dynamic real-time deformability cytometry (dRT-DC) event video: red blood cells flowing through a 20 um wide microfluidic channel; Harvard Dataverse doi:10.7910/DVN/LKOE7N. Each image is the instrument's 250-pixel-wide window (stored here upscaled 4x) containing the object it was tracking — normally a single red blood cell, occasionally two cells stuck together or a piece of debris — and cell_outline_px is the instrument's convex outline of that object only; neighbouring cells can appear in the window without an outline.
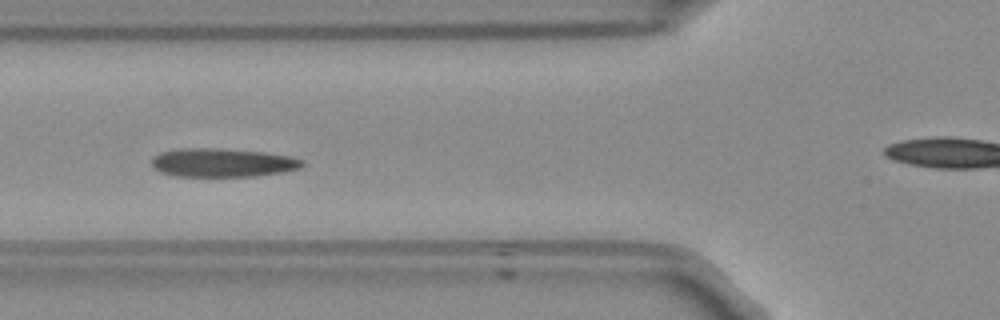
{"species": "Egyptian fruit bat (a non-hibernating species)", "species_latin": "Rousettus aegyptiacus", "temperature_condition": "room temperature", "stored_images_in_passage": 39, "camera_frame_rate_fps": 3000, "um_per_image_px": 0.085, "frame": {"image": 1, "passage_image": 4, "time_ms": 1.0, "image_size_px": [1000, 320], "cell_outline_px": [[304, 164], [300, 168], [284, 172], [256, 176], [176, 176], [160, 172], [152, 168], [152, 156], [160, 152], [180, 148], [216, 148], [264, 152], [288, 156], [304, 160]], "centroid_in_image_um": [18.88, 13.82], "position_along_channel_um": 106.9, "area_um2": 25.26}}
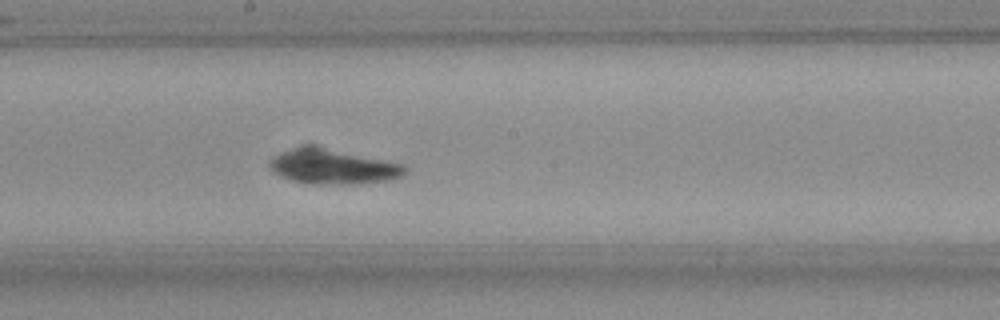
{"frame": {"image": 2, "passage_image": 13, "time_ms": 4.0, "image_size_px": [1000, 320], "cell_outline_px": [[408, 168], [400, 176], [388, 180], [352, 184], [304, 184], [288, 180], [272, 172], [268, 168], [268, 160], [272, 156], [280, 152], [300, 148], [316, 148], [404, 164]], "centroid_in_image_um": [28.19, 14.23], "position_along_channel_um": 220.0, "area_um2": 26.59}}
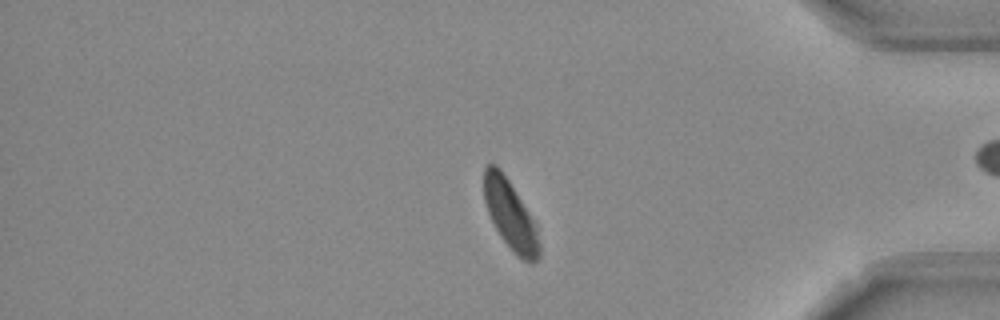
{"frame": {"image": 3, "passage_image": 29, "time_ms": 9.333, "image_size_px": [1000, 320], "cell_outline_px": [[540, 256], [532, 264], [520, 260], [512, 252], [500, 236], [488, 212], [484, 200], [484, 164], [496, 164], [500, 168], [508, 180], [532, 220], [540, 244]], "centroid_in_image_um": [43.35, 18.32], "position_along_channel_um": 391.8, "area_um2": 21.91}, "authors_computed_cell_mechanics": {"area_um2": 24.5072, "velocity_mm_per_s": 3.7637, "shape_relaxation_time_tau1_ms": 6.4897, "shape_relaxation_time_tau2_ms": 4.6337, "deformation_change_tau1": 0.1502, "deformation_change_tau2": 0.0805}}